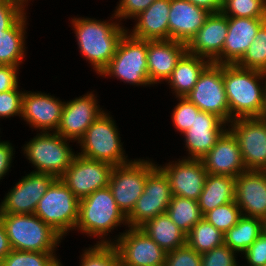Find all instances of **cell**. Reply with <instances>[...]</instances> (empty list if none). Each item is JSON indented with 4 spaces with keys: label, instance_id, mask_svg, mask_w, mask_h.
Masks as SVG:
<instances>
[{
    "label": "cell",
    "instance_id": "1",
    "mask_svg": "<svg viewBox=\"0 0 266 266\" xmlns=\"http://www.w3.org/2000/svg\"><path fill=\"white\" fill-rule=\"evenodd\" d=\"M71 19L81 55L91 63L96 74H100L115 55L127 28L118 23L116 17L115 22L111 18L108 21L75 16Z\"/></svg>",
    "mask_w": 266,
    "mask_h": 266
},
{
    "label": "cell",
    "instance_id": "2",
    "mask_svg": "<svg viewBox=\"0 0 266 266\" xmlns=\"http://www.w3.org/2000/svg\"><path fill=\"white\" fill-rule=\"evenodd\" d=\"M264 80L263 71L223 64V83L230 109V122L236 118L263 117Z\"/></svg>",
    "mask_w": 266,
    "mask_h": 266
},
{
    "label": "cell",
    "instance_id": "3",
    "mask_svg": "<svg viewBox=\"0 0 266 266\" xmlns=\"http://www.w3.org/2000/svg\"><path fill=\"white\" fill-rule=\"evenodd\" d=\"M122 224L127 227V217L117 207L109 187L96 190L80 200L75 231L102 239L96 244H113L114 238L108 240L106 237Z\"/></svg>",
    "mask_w": 266,
    "mask_h": 266
},
{
    "label": "cell",
    "instance_id": "4",
    "mask_svg": "<svg viewBox=\"0 0 266 266\" xmlns=\"http://www.w3.org/2000/svg\"><path fill=\"white\" fill-rule=\"evenodd\" d=\"M0 220L14 250L55 252L64 238L35 214H0Z\"/></svg>",
    "mask_w": 266,
    "mask_h": 266
},
{
    "label": "cell",
    "instance_id": "5",
    "mask_svg": "<svg viewBox=\"0 0 266 266\" xmlns=\"http://www.w3.org/2000/svg\"><path fill=\"white\" fill-rule=\"evenodd\" d=\"M116 123L110 113L104 111L88 127L80 144L79 155L98 161L111 163L113 166L129 163Z\"/></svg>",
    "mask_w": 266,
    "mask_h": 266
},
{
    "label": "cell",
    "instance_id": "6",
    "mask_svg": "<svg viewBox=\"0 0 266 266\" xmlns=\"http://www.w3.org/2000/svg\"><path fill=\"white\" fill-rule=\"evenodd\" d=\"M99 75L105 78L116 77L134 86L150 87L147 40L133 37L126 31L118 43L115 55Z\"/></svg>",
    "mask_w": 266,
    "mask_h": 266
},
{
    "label": "cell",
    "instance_id": "7",
    "mask_svg": "<svg viewBox=\"0 0 266 266\" xmlns=\"http://www.w3.org/2000/svg\"><path fill=\"white\" fill-rule=\"evenodd\" d=\"M70 141L74 142L56 132H40L22 148L29 163L36 168L33 172L47 173L60 178L76 156L70 147Z\"/></svg>",
    "mask_w": 266,
    "mask_h": 266
},
{
    "label": "cell",
    "instance_id": "8",
    "mask_svg": "<svg viewBox=\"0 0 266 266\" xmlns=\"http://www.w3.org/2000/svg\"><path fill=\"white\" fill-rule=\"evenodd\" d=\"M79 203L73 192L57 178L39 200L34 214L63 237L75 230Z\"/></svg>",
    "mask_w": 266,
    "mask_h": 266
},
{
    "label": "cell",
    "instance_id": "9",
    "mask_svg": "<svg viewBox=\"0 0 266 266\" xmlns=\"http://www.w3.org/2000/svg\"><path fill=\"white\" fill-rule=\"evenodd\" d=\"M149 160L137 158L112 168L108 187L117 207L126 217L143 194L148 174L157 166Z\"/></svg>",
    "mask_w": 266,
    "mask_h": 266
},
{
    "label": "cell",
    "instance_id": "10",
    "mask_svg": "<svg viewBox=\"0 0 266 266\" xmlns=\"http://www.w3.org/2000/svg\"><path fill=\"white\" fill-rule=\"evenodd\" d=\"M186 98L201 111L213 113L230 123V109L223 83V64L211 62Z\"/></svg>",
    "mask_w": 266,
    "mask_h": 266
},
{
    "label": "cell",
    "instance_id": "11",
    "mask_svg": "<svg viewBox=\"0 0 266 266\" xmlns=\"http://www.w3.org/2000/svg\"><path fill=\"white\" fill-rule=\"evenodd\" d=\"M129 229V230H128ZM113 241L120 266H163L166 252L141 228L129 227Z\"/></svg>",
    "mask_w": 266,
    "mask_h": 266
},
{
    "label": "cell",
    "instance_id": "12",
    "mask_svg": "<svg viewBox=\"0 0 266 266\" xmlns=\"http://www.w3.org/2000/svg\"><path fill=\"white\" fill-rule=\"evenodd\" d=\"M171 199L169 180L157 165L148 174L144 192L127 216L128 227H140L148 220L166 213Z\"/></svg>",
    "mask_w": 266,
    "mask_h": 266
},
{
    "label": "cell",
    "instance_id": "13",
    "mask_svg": "<svg viewBox=\"0 0 266 266\" xmlns=\"http://www.w3.org/2000/svg\"><path fill=\"white\" fill-rule=\"evenodd\" d=\"M228 129L237 138L247 170L266 171V121L263 117L236 118Z\"/></svg>",
    "mask_w": 266,
    "mask_h": 266
},
{
    "label": "cell",
    "instance_id": "14",
    "mask_svg": "<svg viewBox=\"0 0 266 266\" xmlns=\"http://www.w3.org/2000/svg\"><path fill=\"white\" fill-rule=\"evenodd\" d=\"M113 167L111 163L89 159L77 153L59 179L81 200L96 190L108 187Z\"/></svg>",
    "mask_w": 266,
    "mask_h": 266
},
{
    "label": "cell",
    "instance_id": "15",
    "mask_svg": "<svg viewBox=\"0 0 266 266\" xmlns=\"http://www.w3.org/2000/svg\"><path fill=\"white\" fill-rule=\"evenodd\" d=\"M0 203V214H34L39 200L57 179L47 173L25 174Z\"/></svg>",
    "mask_w": 266,
    "mask_h": 266
},
{
    "label": "cell",
    "instance_id": "16",
    "mask_svg": "<svg viewBox=\"0 0 266 266\" xmlns=\"http://www.w3.org/2000/svg\"><path fill=\"white\" fill-rule=\"evenodd\" d=\"M82 96L65 102L56 130L57 134L74 142H78L88 127L105 111L98 105L97 96L93 92Z\"/></svg>",
    "mask_w": 266,
    "mask_h": 266
},
{
    "label": "cell",
    "instance_id": "17",
    "mask_svg": "<svg viewBox=\"0 0 266 266\" xmlns=\"http://www.w3.org/2000/svg\"><path fill=\"white\" fill-rule=\"evenodd\" d=\"M166 175L172 196L199 200L207 171L201 159H178L158 166Z\"/></svg>",
    "mask_w": 266,
    "mask_h": 266
},
{
    "label": "cell",
    "instance_id": "18",
    "mask_svg": "<svg viewBox=\"0 0 266 266\" xmlns=\"http://www.w3.org/2000/svg\"><path fill=\"white\" fill-rule=\"evenodd\" d=\"M65 102L49 93L24 91L21 118L40 132H56Z\"/></svg>",
    "mask_w": 266,
    "mask_h": 266
},
{
    "label": "cell",
    "instance_id": "19",
    "mask_svg": "<svg viewBox=\"0 0 266 266\" xmlns=\"http://www.w3.org/2000/svg\"><path fill=\"white\" fill-rule=\"evenodd\" d=\"M228 33V17L210 13L204 25L186 44L187 53L222 64V48Z\"/></svg>",
    "mask_w": 266,
    "mask_h": 266
},
{
    "label": "cell",
    "instance_id": "20",
    "mask_svg": "<svg viewBox=\"0 0 266 266\" xmlns=\"http://www.w3.org/2000/svg\"><path fill=\"white\" fill-rule=\"evenodd\" d=\"M228 123L213 113L200 111L192 126L183 133L188 157L184 159H202L228 129Z\"/></svg>",
    "mask_w": 266,
    "mask_h": 266
},
{
    "label": "cell",
    "instance_id": "21",
    "mask_svg": "<svg viewBox=\"0 0 266 266\" xmlns=\"http://www.w3.org/2000/svg\"><path fill=\"white\" fill-rule=\"evenodd\" d=\"M211 175H227L237 178L246 171L237 138L227 129L213 148L201 159Z\"/></svg>",
    "mask_w": 266,
    "mask_h": 266
},
{
    "label": "cell",
    "instance_id": "22",
    "mask_svg": "<svg viewBox=\"0 0 266 266\" xmlns=\"http://www.w3.org/2000/svg\"><path fill=\"white\" fill-rule=\"evenodd\" d=\"M235 202L242 216L266 217V171L246 170L235 178Z\"/></svg>",
    "mask_w": 266,
    "mask_h": 266
},
{
    "label": "cell",
    "instance_id": "23",
    "mask_svg": "<svg viewBox=\"0 0 266 266\" xmlns=\"http://www.w3.org/2000/svg\"><path fill=\"white\" fill-rule=\"evenodd\" d=\"M186 52V44L179 41H147V65L151 86L166 82Z\"/></svg>",
    "mask_w": 266,
    "mask_h": 266
},
{
    "label": "cell",
    "instance_id": "24",
    "mask_svg": "<svg viewBox=\"0 0 266 266\" xmlns=\"http://www.w3.org/2000/svg\"><path fill=\"white\" fill-rule=\"evenodd\" d=\"M210 15L188 0H170L169 40L187 44Z\"/></svg>",
    "mask_w": 266,
    "mask_h": 266
},
{
    "label": "cell",
    "instance_id": "25",
    "mask_svg": "<svg viewBox=\"0 0 266 266\" xmlns=\"http://www.w3.org/2000/svg\"><path fill=\"white\" fill-rule=\"evenodd\" d=\"M265 21L266 18L228 17V33L222 48V64H236Z\"/></svg>",
    "mask_w": 266,
    "mask_h": 266
},
{
    "label": "cell",
    "instance_id": "26",
    "mask_svg": "<svg viewBox=\"0 0 266 266\" xmlns=\"http://www.w3.org/2000/svg\"><path fill=\"white\" fill-rule=\"evenodd\" d=\"M169 12L170 0H155L133 18L136 21L135 26L132 31L127 29V32L133 37L147 41L169 40Z\"/></svg>",
    "mask_w": 266,
    "mask_h": 266
},
{
    "label": "cell",
    "instance_id": "27",
    "mask_svg": "<svg viewBox=\"0 0 266 266\" xmlns=\"http://www.w3.org/2000/svg\"><path fill=\"white\" fill-rule=\"evenodd\" d=\"M211 62L203 57L185 53L177 62L167 84L171 91L178 97L186 95L194 88L200 74Z\"/></svg>",
    "mask_w": 266,
    "mask_h": 266
},
{
    "label": "cell",
    "instance_id": "28",
    "mask_svg": "<svg viewBox=\"0 0 266 266\" xmlns=\"http://www.w3.org/2000/svg\"><path fill=\"white\" fill-rule=\"evenodd\" d=\"M27 12L9 29L0 31V64L20 67L26 55Z\"/></svg>",
    "mask_w": 266,
    "mask_h": 266
},
{
    "label": "cell",
    "instance_id": "29",
    "mask_svg": "<svg viewBox=\"0 0 266 266\" xmlns=\"http://www.w3.org/2000/svg\"><path fill=\"white\" fill-rule=\"evenodd\" d=\"M235 200V178L207 174L198 204L202 215Z\"/></svg>",
    "mask_w": 266,
    "mask_h": 266
},
{
    "label": "cell",
    "instance_id": "30",
    "mask_svg": "<svg viewBox=\"0 0 266 266\" xmlns=\"http://www.w3.org/2000/svg\"><path fill=\"white\" fill-rule=\"evenodd\" d=\"M139 228L166 253L186 245V234L169 218L167 213L148 220Z\"/></svg>",
    "mask_w": 266,
    "mask_h": 266
},
{
    "label": "cell",
    "instance_id": "31",
    "mask_svg": "<svg viewBox=\"0 0 266 266\" xmlns=\"http://www.w3.org/2000/svg\"><path fill=\"white\" fill-rule=\"evenodd\" d=\"M262 228V218L242 216L224 234V244L242 255L263 232Z\"/></svg>",
    "mask_w": 266,
    "mask_h": 266
},
{
    "label": "cell",
    "instance_id": "32",
    "mask_svg": "<svg viewBox=\"0 0 266 266\" xmlns=\"http://www.w3.org/2000/svg\"><path fill=\"white\" fill-rule=\"evenodd\" d=\"M166 213L186 235L203 218L197 200L178 196H172Z\"/></svg>",
    "mask_w": 266,
    "mask_h": 266
},
{
    "label": "cell",
    "instance_id": "33",
    "mask_svg": "<svg viewBox=\"0 0 266 266\" xmlns=\"http://www.w3.org/2000/svg\"><path fill=\"white\" fill-rule=\"evenodd\" d=\"M186 244L203 254L224 244V234L202 218L186 235Z\"/></svg>",
    "mask_w": 266,
    "mask_h": 266
},
{
    "label": "cell",
    "instance_id": "34",
    "mask_svg": "<svg viewBox=\"0 0 266 266\" xmlns=\"http://www.w3.org/2000/svg\"><path fill=\"white\" fill-rule=\"evenodd\" d=\"M236 65L266 72V21L260 26L253 42Z\"/></svg>",
    "mask_w": 266,
    "mask_h": 266
},
{
    "label": "cell",
    "instance_id": "35",
    "mask_svg": "<svg viewBox=\"0 0 266 266\" xmlns=\"http://www.w3.org/2000/svg\"><path fill=\"white\" fill-rule=\"evenodd\" d=\"M3 263L4 266H63L55 252L18 251L14 249L3 259Z\"/></svg>",
    "mask_w": 266,
    "mask_h": 266
},
{
    "label": "cell",
    "instance_id": "36",
    "mask_svg": "<svg viewBox=\"0 0 266 266\" xmlns=\"http://www.w3.org/2000/svg\"><path fill=\"white\" fill-rule=\"evenodd\" d=\"M84 249L80 266H120V258L114 244H95Z\"/></svg>",
    "mask_w": 266,
    "mask_h": 266
},
{
    "label": "cell",
    "instance_id": "37",
    "mask_svg": "<svg viewBox=\"0 0 266 266\" xmlns=\"http://www.w3.org/2000/svg\"><path fill=\"white\" fill-rule=\"evenodd\" d=\"M227 17L266 18V0H223Z\"/></svg>",
    "mask_w": 266,
    "mask_h": 266
},
{
    "label": "cell",
    "instance_id": "38",
    "mask_svg": "<svg viewBox=\"0 0 266 266\" xmlns=\"http://www.w3.org/2000/svg\"><path fill=\"white\" fill-rule=\"evenodd\" d=\"M241 217V209L236 204L235 200L220 205L203 216V218L223 234H225L232 226L236 225Z\"/></svg>",
    "mask_w": 266,
    "mask_h": 266
},
{
    "label": "cell",
    "instance_id": "39",
    "mask_svg": "<svg viewBox=\"0 0 266 266\" xmlns=\"http://www.w3.org/2000/svg\"><path fill=\"white\" fill-rule=\"evenodd\" d=\"M179 100L172 110V122L177 132L183 134L193 124L195 116L201 111L195 104L186 97H178Z\"/></svg>",
    "mask_w": 266,
    "mask_h": 266
},
{
    "label": "cell",
    "instance_id": "40",
    "mask_svg": "<svg viewBox=\"0 0 266 266\" xmlns=\"http://www.w3.org/2000/svg\"><path fill=\"white\" fill-rule=\"evenodd\" d=\"M236 252L226 244L201 254V266H240Z\"/></svg>",
    "mask_w": 266,
    "mask_h": 266
},
{
    "label": "cell",
    "instance_id": "41",
    "mask_svg": "<svg viewBox=\"0 0 266 266\" xmlns=\"http://www.w3.org/2000/svg\"><path fill=\"white\" fill-rule=\"evenodd\" d=\"M19 87L0 93V118L21 116L24 91Z\"/></svg>",
    "mask_w": 266,
    "mask_h": 266
},
{
    "label": "cell",
    "instance_id": "42",
    "mask_svg": "<svg viewBox=\"0 0 266 266\" xmlns=\"http://www.w3.org/2000/svg\"><path fill=\"white\" fill-rule=\"evenodd\" d=\"M165 266H201V254L186 244L166 254Z\"/></svg>",
    "mask_w": 266,
    "mask_h": 266
},
{
    "label": "cell",
    "instance_id": "43",
    "mask_svg": "<svg viewBox=\"0 0 266 266\" xmlns=\"http://www.w3.org/2000/svg\"><path fill=\"white\" fill-rule=\"evenodd\" d=\"M25 12L18 0H0V31L9 29Z\"/></svg>",
    "mask_w": 266,
    "mask_h": 266
},
{
    "label": "cell",
    "instance_id": "44",
    "mask_svg": "<svg viewBox=\"0 0 266 266\" xmlns=\"http://www.w3.org/2000/svg\"><path fill=\"white\" fill-rule=\"evenodd\" d=\"M154 1L155 0H119L111 18L114 19L116 17L120 20L118 21L120 23L122 19H133L147 9Z\"/></svg>",
    "mask_w": 266,
    "mask_h": 266
},
{
    "label": "cell",
    "instance_id": "45",
    "mask_svg": "<svg viewBox=\"0 0 266 266\" xmlns=\"http://www.w3.org/2000/svg\"><path fill=\"white\" fill-rule=\"evenodd\" d=\"M243 255L248 266H264L266 264V234L262 232ZM244 266L247 265L244 264Z\"/></svg>",
    "mask_w": 266,
    "mask_h": 266
},
{
    "label": "cell",
    "instance_id": "46",
    "mask_svg": "<svg viewBox=\"0 0 266 266\" xmlns=\"http://www.w3.org/2000/svg\"><path fill=\"white\" fill-rule=\"evenodd\" d=\"M19 67L12 65L0 64V93L12 89H16L19 86L18 73Z\"/></svg>",
    "mask_w": 266,
    "mask_h": 266
},
{
    "label": "cell",
    "instance_id": "47",
    "mask_svg": "<svg viewBox=\"0 0 266 266\" xmlns=\"http://www.w3.org/2000/svg\"><path fill=\"white\" fill-rule=\"evenodd\" d=\"M12 143L9 141H0V180L7 175V172L11 168V163L15 153Z\"/></svg>",
    "mask_w": 266,
    "mask_h": 266
},
{
    "label": "cell",
    "instance_id": "48",
    "mask_svg": "<svg viewBox=\"0 0 266 266\" xmlns=\"http://www.w3.org/2000/svg\"><path fill=\"white\" fill-rule=\"evenodd\" d=\"M197 7L205 9L209 13L221 12L223 0H188Z\"/></svg>",
    "mask_w": 266,
    "mask_h": 266
},
{
    "label": "cell",
    "instance_id": "49",
    "mask_svg": "<svg viewBox=\"0 0 266 266\" xmlns=\"http://www.w3.org/2000/svg\"><path fill=\"white\" fill-rule=\"evenodd\" d=\"M12 250L5 227L0 220V260H3Z\"/></svg>",
    "mask_w": 266,
    "mask_h": 266
},
{
    "label": "cell",
    "instance_id": "50",
    "mask_svg": "<svg viewBox=\"0 0 266 266\" xmlns=\"http://www.w3.org/2000/svg\"><path fill=\"white\" fill-rule=\"evenodd\" d=\"M263 115L266 114V72H265V80H264V88H263Z\"/></svg>",
    "mask_w": 266,
    "mask_h": 266
},
{
    "label": "cell",
    "instance_id": "51",
    "mask_svg": "<svg viewBox=\"0 0 266 266\" xmlns=\"http://www.w3.org/2000/svg\"><path fill=\"white\" fill-rule=\"evenodd\" d=\"M262 231L266 234V217L262 219Z\"/></svg>",
    "mask_w": 266,
    "mask_h": 266
},
{
    "label": "cell",
    "instance_id": "52",
    "mask_svg": "<svg viewBox=\"0 0 266 266\" xmlns=\"http://www.w3.org/2000/svg\"><path fill=\"white\" fill-rule=\"evenodd\" d=\"M18 1L21 2L25 7L28 6V3H29L28 0H18Z\"/></svg>",
    "mask_w": 266,
    "mask_h": 266
},
{
    "label": "cell",
    "instance_id": "53",
    "mask_svg": "<svg viewBox=\"0 0 266 266\" xmlns=\"http://www.w3.org/2000/svg\"><path fill=\"white\" fill-rule=\"evenodd\" d=\"M0 266H4L3 260H0Z\"/></svg>",
    "mask_w": 266,
    "mask_h": 266
},
{
    "label": "cell",
    "instance_id": "54",
    "mask_svg": "<svg viewBox=\"0 0 266 266\" xmlns=\"http://www.w3.org/2000/svg\"><path fill=\"white\" fill-rule=\"evenodd\" d=\"M264 120L266 121V114L263 115Z\"/></svg>",
    "mask_w": 266,
    "mask_h": 266
}]
</instances>
